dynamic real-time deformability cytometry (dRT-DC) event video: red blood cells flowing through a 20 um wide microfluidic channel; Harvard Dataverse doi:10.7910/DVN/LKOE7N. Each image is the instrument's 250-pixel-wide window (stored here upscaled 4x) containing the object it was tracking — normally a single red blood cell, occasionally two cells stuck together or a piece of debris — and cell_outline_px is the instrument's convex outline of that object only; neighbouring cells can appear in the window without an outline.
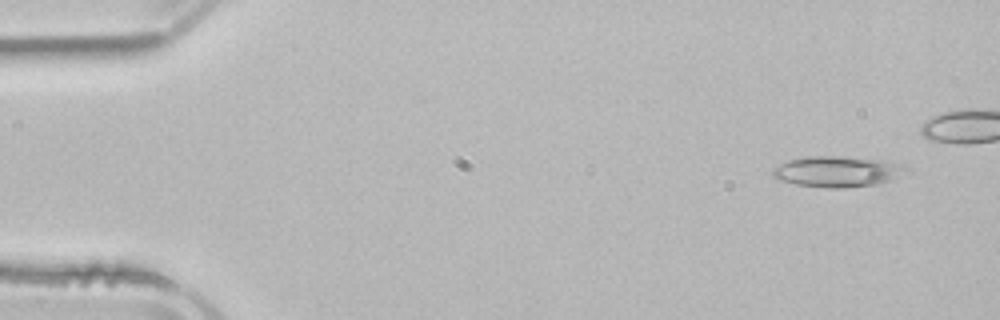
{"species": "common noctule bat (a hibernating species)", "species_latin": "Nyctalus noctula", "temperature_condition": "room temperature", "stored_images_in_passage": 5, "camera_frame_rate_fps": 3000, "um_per_image_px": 0.085, "animal": {"sex": "male", "body_mass_g": 21.5, "forearm_length_mm": 52.0}, "frame": {"image": 1, "passage_image": 1, "time_ms": 0.0, "image_size_px": [1000, 320], "cell_outline_px": [[908, 168], [892, 180], [876, 184], [840, 188], [828, 188], [796, 184], [780, 180], [772, 176], [772, 168], [788, 160], [804, 156], [840, 156], [884, 160]], "centroid_in_image_um": [71.1, 14.57], "position_along_channel_um": 13.9, "area_um2": 23.7}}
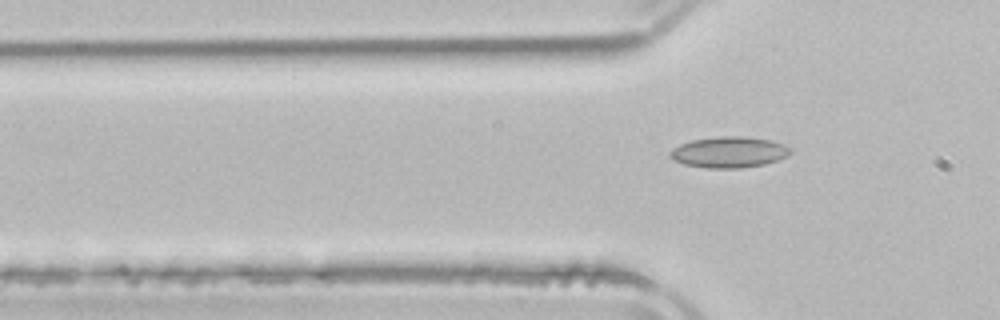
{"frame": {"image": 2, "passage_image": 5, "time_ms": 6.0, "image_size_px": [1000, 320], "cell_outline_px": [[792, 152], [776, 160], [764, 164], [740, 168], [708, 168], [684, 164], [672, 160], [668, 156], [668, 152], [672, 148], [680, 144], [692, 140], [720, 136], [744, 136], [768, 140], [784, 144], [792, 148]], "centroid_in_image_um": [61.92, 12.93], "position_along_channel_um": 63.9, "area_um2": 21.73}}